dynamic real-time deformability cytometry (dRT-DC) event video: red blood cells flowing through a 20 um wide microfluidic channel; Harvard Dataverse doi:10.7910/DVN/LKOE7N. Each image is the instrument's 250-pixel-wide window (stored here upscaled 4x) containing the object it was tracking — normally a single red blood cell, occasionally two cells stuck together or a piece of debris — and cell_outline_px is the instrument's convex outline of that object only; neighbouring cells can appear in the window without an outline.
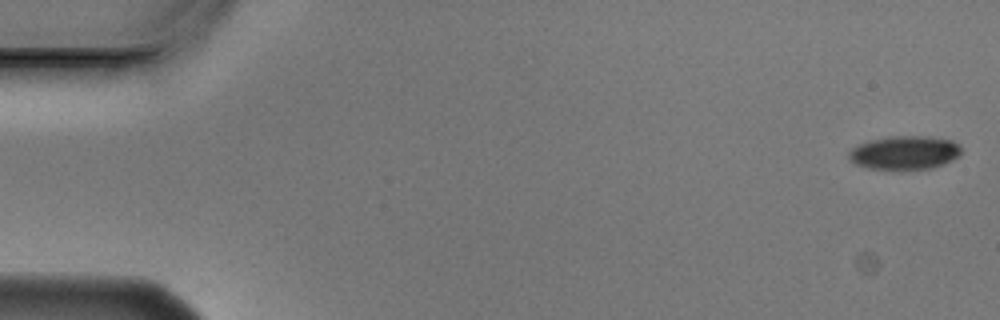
{"species": "Egyptian fruit bat (a non-hibernating species)", "species_latin": "Rousettus aegyptiacus", "temperature_condition": "cold", "stored_images_in_passage": 6, "segment_of_instrument_passage": [1, 2], "camera_frame_rate_fps": 3000, "um_per_image_px": 0.085, "animal": {"sex": "male"}, "frame": {"image": 1, "passage_image": 1, "time_ms": 0.0, "image_size_px": [1000, 320], "cell_outline_px": [[960, 156], [952, 160], [932, 168], [868, 168], [856, 164], [848, 156], [848, 152], [852, 148], [860, 144], [872, 140], [892, 136], [928, 136], [952, 140], [960, 144]], "centroid_in_image_um": [76.93, 12.95], "position_along_channel_um": 8.1, "area_um2": 21.62}}
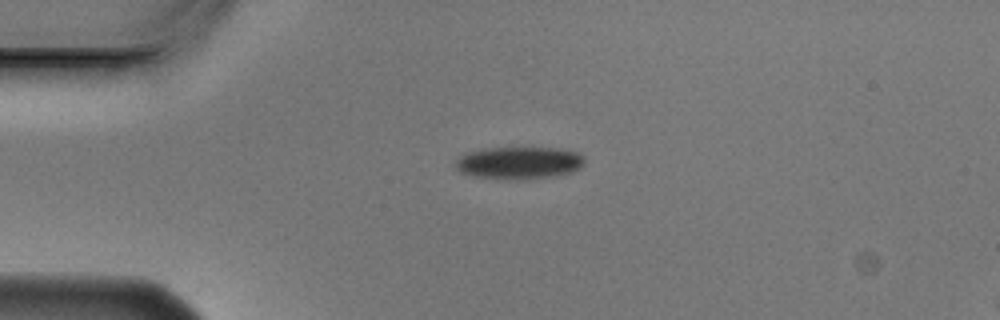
{"frame": {"image": 2, "passage_image": 4, "time_ms": 1.0, "image_size_px": [1000, 320], "cell_outline_px": [[584, 164], [580, 168], [572, 172], [556, 176], [524, 180], [508, 180], [472, 176], [460, 172], [452, 164], [464, 152], [484, 148], [560, 148], [576, 152], [584, 156]], "centroid_in_image_um": [44.09, 13.85], "position_along_channel_um": 40.9, "area_um2": 24.91}}